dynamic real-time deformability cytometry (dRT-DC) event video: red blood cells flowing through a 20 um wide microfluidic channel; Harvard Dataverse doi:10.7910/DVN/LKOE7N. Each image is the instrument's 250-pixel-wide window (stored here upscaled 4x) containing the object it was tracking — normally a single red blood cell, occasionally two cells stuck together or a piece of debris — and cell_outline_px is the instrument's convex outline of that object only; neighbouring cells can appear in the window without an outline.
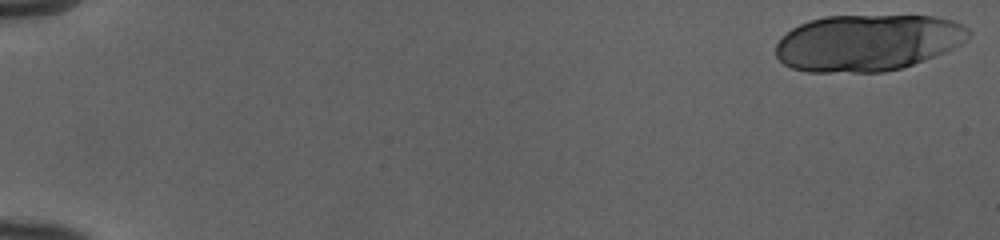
{"species": "human", "species_latin": "Homo sapiens", "temperature_condition": "cold", "stored_images_in_passage": 21, "camera_frame_rate_fps": 3000, "um_per_image_px": 0.085, "donor": {"sex": "female"}, "frame": {"image": 1, "passage_image": 1, "time_ms": 0.0, "image_size_px": [1000, 240], "cell_outline_px": [[972, 32], [960, 44], [944, 52], [924, 60], [900, 68], [884, 72], [808, 72], [792, 68], [784, 64], [776, 56], [776, 44], [792, 28], [808, 20], [824, 16], [936, 16], [952, 20], [968, 28]], "centroid_in_image_um": [73.73, 3.62], "position_along_channel_um": 11.3, "area_um2": 63.35}}